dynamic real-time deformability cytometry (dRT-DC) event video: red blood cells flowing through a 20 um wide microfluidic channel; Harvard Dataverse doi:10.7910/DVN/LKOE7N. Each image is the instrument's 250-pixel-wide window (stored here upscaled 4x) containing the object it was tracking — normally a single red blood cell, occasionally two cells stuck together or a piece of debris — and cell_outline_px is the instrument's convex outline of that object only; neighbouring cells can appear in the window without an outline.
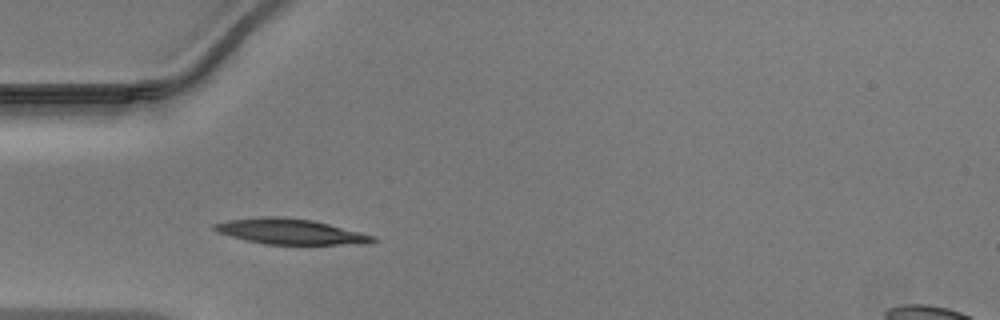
{"species": "Egyptian fruit bat (a non-hibernating species)", "species_latin": "Rousettus aegyptiacus", "temperature_condition": "warm", "stored_images_in_passage": 26, "camera_frame_rate_fps": 3000, "um_per_image_px": 0.085, "animal": {"sex": "male"}, "frame": {"image": 1, "passage_image": 1, "time_ms": 0.0, "image_size_px": [1000, 320], "cell_outline_px": [[380, 240], [368, 244], [268, 244], [248, 240], [216, 232], [212, 228], [212, 224], [228, 220], [264, 216], [284, 216], [312, 220], [376, 236]], "centroid_in_image_um": [24.71, 19.67], "position_along_channel_um": 60.3, "area_um2": 23.47}}
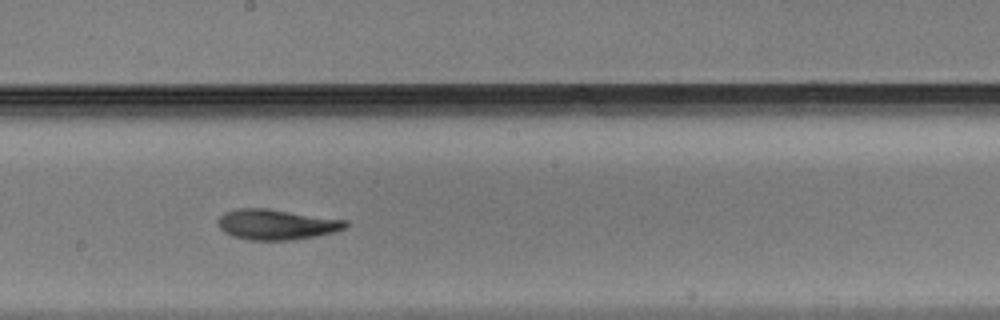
{"frame": {"image": 2, "passage_image": 13, "time_ms": 4.0, "image_size_px": [1000, 320], "cell_outline_px": [[348, 224], [344, 228], [332, 232], [316, 236], [292, 240], [248, 240], [232, 236], [224, 232], [216, 224], [220, 216], [224, 212], [236, 208], [268, 208], [348, 220]], "centroid_in_image_um": [23.46, 19.07], "position_along_channel_um": 224.7, "area_um2": 22.77}}
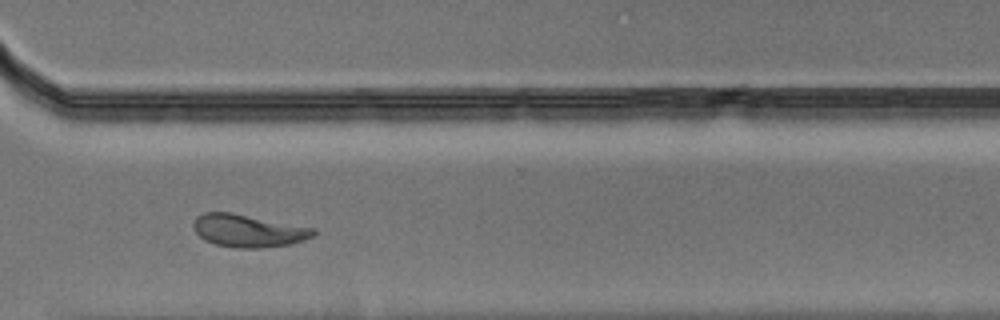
{"frame": {"image": 3, "passage_image": 22, "time_ms": 7.0, "image_size_px": [1000, 320], "cell_outline_px": [[316, 232], [312, 236], [304, 240], [288, 244], [260, 248], [236, 248], [216, 244], [204, 240], [196, 232], [192, 224], [196, 216], [204, 212], [232, 212], [316, 228]], "centroid_in_image_um": [21.09, 19.6], "position_along_channel_um": 349.5, "area_um2": 22.89}}